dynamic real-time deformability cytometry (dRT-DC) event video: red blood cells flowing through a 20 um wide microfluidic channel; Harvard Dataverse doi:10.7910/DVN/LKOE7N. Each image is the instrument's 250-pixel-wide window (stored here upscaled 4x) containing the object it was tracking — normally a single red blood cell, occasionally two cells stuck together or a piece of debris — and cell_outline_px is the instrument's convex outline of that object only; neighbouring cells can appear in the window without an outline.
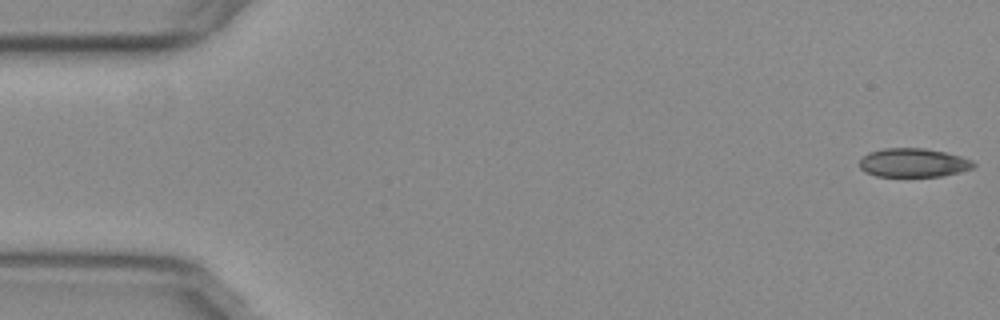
{"species": "common noctule bat (a hibernating species)", "species_latin": "Nyctalus noctula", "temperature_condition": "warm", "stored_images_in_passage": 17, "camera_frame_rate_fps": 3000, "um_per_image_px": 0.085, "animal": {"sex": "female", "body_mass_g": 29.2, "forearm_length_mm": 56.3}, "frame": {"image": 1, "passage_image": 1, "time_ms": 0.0, "image_size_px": [1000, 320], "cell_outline_px": [[976, 164], [972, 168], [960, 172], [944, 176], [876, 176], [864, 172], [860, 168], [860, 160], [868, 152], [884, 148], [924, 148], [944, 152], [960, 156], [972, 160]], "centroid_in_image_um": [77.63, 13.83], "position_along_channel_um": 7.4, "area_um2": 19.13}}
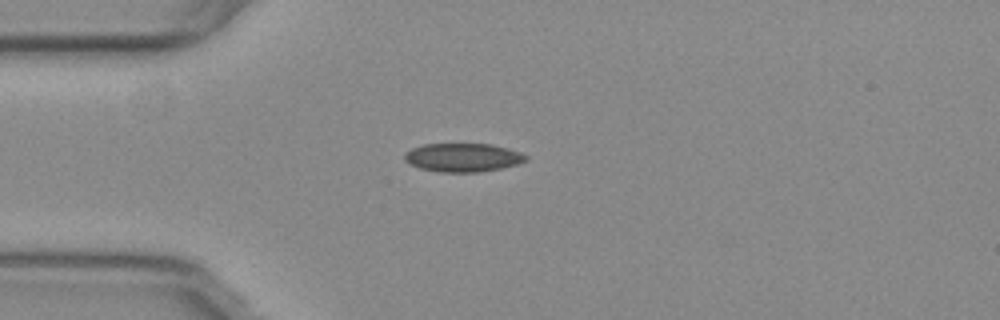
{"frame": {"image": 2, "passage_image": 14, "time_ms": 4.333, "image_size_px": [1000, 320], "cell_outline_px": [[528, 160], [516, 164], [500, 168], [480, 172], [440, 172], [420, 168], [404, 160], [404, 152], [412, 148], [424, 144], [492, 144], [508, 148], [520, 152], [528, 156]], "centroid_in_image_um": [39.35, 13.38], "position_along_channel_um": 45.7, "area_um2": 20.17}}